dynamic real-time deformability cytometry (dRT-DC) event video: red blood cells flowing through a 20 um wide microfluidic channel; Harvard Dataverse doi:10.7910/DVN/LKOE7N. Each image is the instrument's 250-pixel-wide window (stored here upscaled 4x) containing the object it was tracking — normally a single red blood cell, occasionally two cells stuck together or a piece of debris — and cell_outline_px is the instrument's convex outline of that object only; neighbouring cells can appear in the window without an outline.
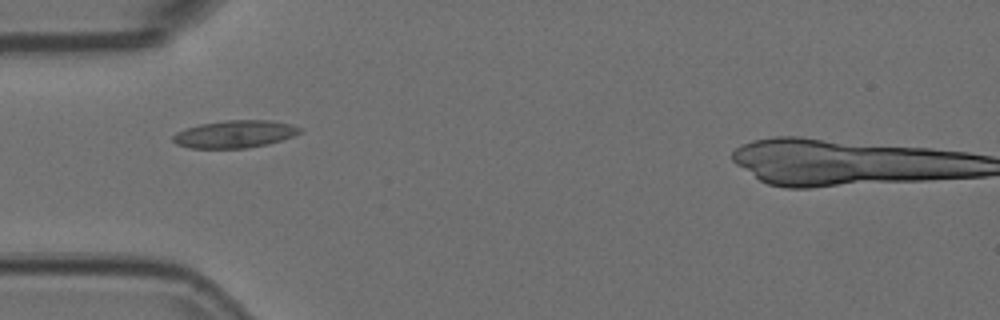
{"species": "Egyptian fruit bat (a non-hibernating species)", "species_latin": "Rousettus aegyptiacus", "temperature_condition": "room temperature", "stored_images_in_passage": 38, "camera_frame_rate_fps": 3000, "um_per_image_px": 0.085, "animal": {"sex": "female"}, "frame": {"image": 1, "passage_image": 6, "time_ms": 1.667, "image_size_px": [1000, 320], "cell_outline_px": [[304, 128], [300, 132], [292, 136], [268, 144], [248, 148], [188, 148], [176, 144], [172, 140], [172, 136], [176, 132], [184, 128], [200, 124], [228, 120], [272, 120], [292, 124]], "centroid_in_image_um": [19.95, 11.39], "position_along_channel_um": 65.1, "area_um2": 20.46}}
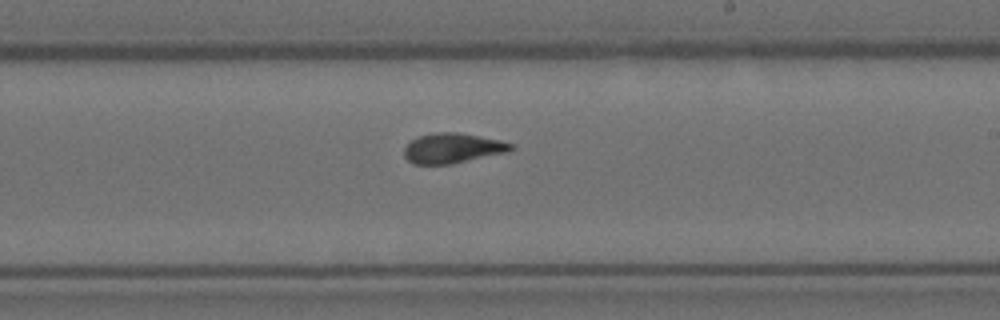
{"frame": {"image": 2, "passage_image": 21, "time_ms": 6.667, "image_size_px": [1000, 320], "cell_outline_px": [[516, 148], [508, 152], [452, 164], [412, 164], [404, 156], [404, 148], [416, 136], [436, 132], [460, 132], [500, 140], [516, 144]], "centroid_in_image_um": [38.5, 12.59], "position_along_channel_um": 250.5, "area_um2": 18.96}}
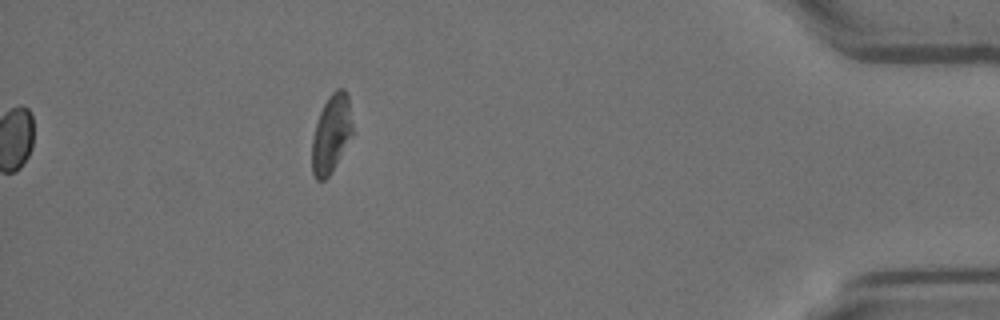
{"frame": {"image": 3, "passage_image": 38, "time_ms": 12.333, "image_size_px": [1000, 320], "cell_outline_px": [[352, 132], [328, 176], [324, 180], [316, 180], [312, 172], [312, 136], [320, 112], [328, 96], [336, 88], [344, 88], [348, 92], [352, 124]], "centroid_in_image_um": [28.14, 11.3], "position_along_channel_um": 407.1, "area_um2": 18.03}, "authors_computed_cell_mechanics": {"area_um2": 18.5538, "velocity_mm_per_s": 3.7118, "shape_relaxation_time_tau1_ms": null, "shape_relaxation_time_tau2_ms": 1.4016, "deformation_change_tau1": null, "deformation_change_tau2": 0.0566}}